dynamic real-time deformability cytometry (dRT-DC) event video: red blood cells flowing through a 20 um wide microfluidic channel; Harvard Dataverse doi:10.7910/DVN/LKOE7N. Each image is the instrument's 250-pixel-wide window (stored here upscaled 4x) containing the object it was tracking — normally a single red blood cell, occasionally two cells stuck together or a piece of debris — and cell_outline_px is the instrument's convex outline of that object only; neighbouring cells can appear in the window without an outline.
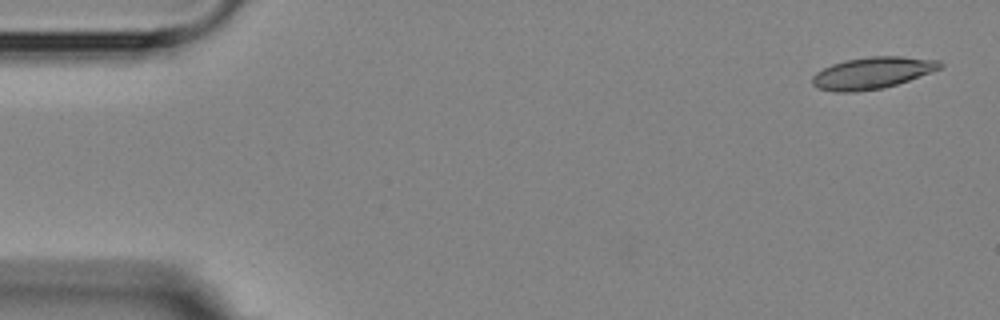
{"species": "Egyptian fruit bat (a non-hibernating species)", "species_latin": "Rousettus aegyptiacus", "temperature_condition": "room temperature", "stored_images_in_passage": 2, "camera_frame_rate_fps": 3000, "um_per_image_px": 0.085, "animal": {"sex": "female"}, "frame": {"image": 1, "passage_image": 1, "time_ms": 0.0, "image_size_px": [1000, 320], "cell_outline_px": [[944, 64], [940, 68], [908, 80], [896, 84], [880, 88], [856, 92], [836, 92], [816, 88], [812, 84], [812, 76], [816, 72], [832, 64], [844, 60], [872, 56], [904, 56], [940, 60]], "centroid_in_image_um": [74.11, 6.19], "position_along_channel_um": 10.9, "area_um2": 23.52}}